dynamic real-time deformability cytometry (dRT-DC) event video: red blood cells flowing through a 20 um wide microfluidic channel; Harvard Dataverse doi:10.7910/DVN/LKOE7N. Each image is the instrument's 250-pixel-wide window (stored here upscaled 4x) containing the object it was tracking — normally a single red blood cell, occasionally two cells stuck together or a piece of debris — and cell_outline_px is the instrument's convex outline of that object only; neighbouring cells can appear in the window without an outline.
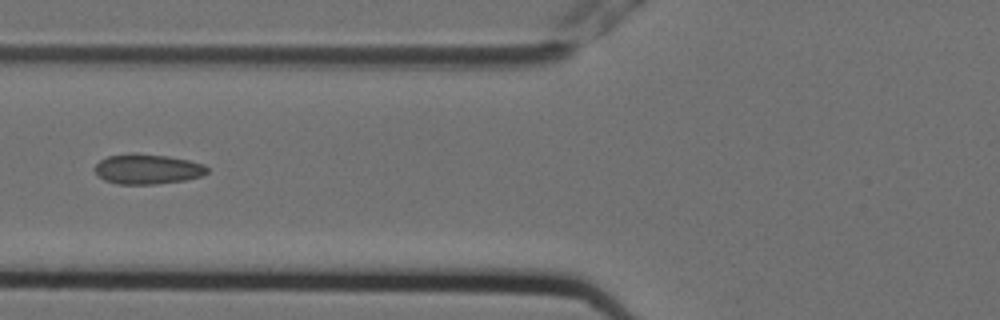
{"species": "Egyptian fruit bat (a non-hibernating species)", "species_latin": "Rousettus aegyptiacus", "temperature_condition": "cold", "stored_images_in_passage": 7, "camera_frame_rate_fps": 3000, "um_per_image_px": 0.085, "animal": {"sex": "female"}, "frame": {"image": 1, "passage_image": 5, "time_ms": 1.333, "image_size_px": [1000, 320], "cell_outline_px": [[208, 172], [204, 176], [184, 180], [156, 184], [116, 184], [104, 180], [92, 168], [100, 160], [108, 156], [132, 152], [136, 152], [168, 156], [188, 160], [204, 164], [208, 168]], "centroid_in_image_um": [12.53, 14.36], "position_along_channel_um": 113.3, "area_um2": 19.94}}
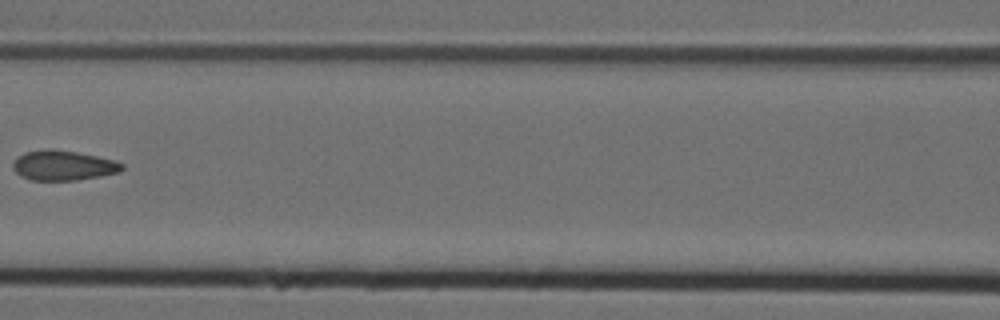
{"frame": {"image": 2, "passage_image": 6, "time_ms": 1.667, "image_size_px": [1000, 320], "cell_outline_px": [[124, 168], [120, 172], [100, 176], [76, 180], [32, 180], [20, 176], [12, 168], [12, 164], [24, 152], [48, 148], [52, 148], [76, 152], [96, 156], [112, 160], [124, 164]], "centroid_in_image_um": [5.37, 14.06], "position_along_channel_um": 161.2, "area_um2": 18.96}}
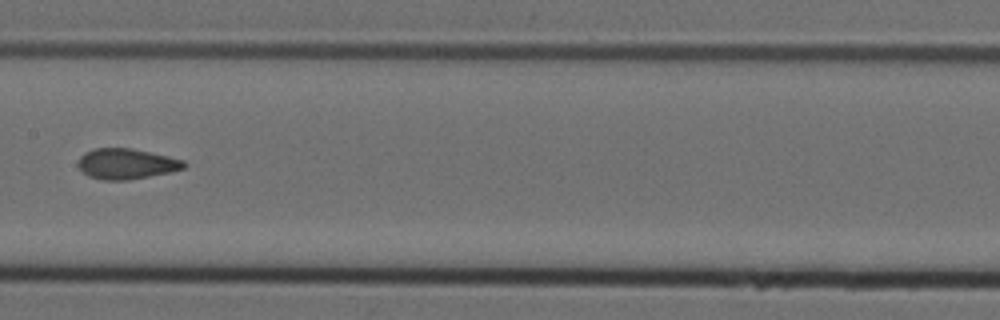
{"frame": {"image": 3, "passage_image": 7, "time_ms": 2.0, "image_size_px": [1000, 320], "cell_outline_px": [[188, 164], [184, 168], [172, 172], [128, 180], [104, 180], [88, 176], [76, 164], [80, 156], [84, 152], [92, 148], [132, 148], [168, 156], [184, 160]], "centroid_in_image_um": [10.74, 13.92], "position_along_channel_um": 196.7, "area_um2": 19.02}}